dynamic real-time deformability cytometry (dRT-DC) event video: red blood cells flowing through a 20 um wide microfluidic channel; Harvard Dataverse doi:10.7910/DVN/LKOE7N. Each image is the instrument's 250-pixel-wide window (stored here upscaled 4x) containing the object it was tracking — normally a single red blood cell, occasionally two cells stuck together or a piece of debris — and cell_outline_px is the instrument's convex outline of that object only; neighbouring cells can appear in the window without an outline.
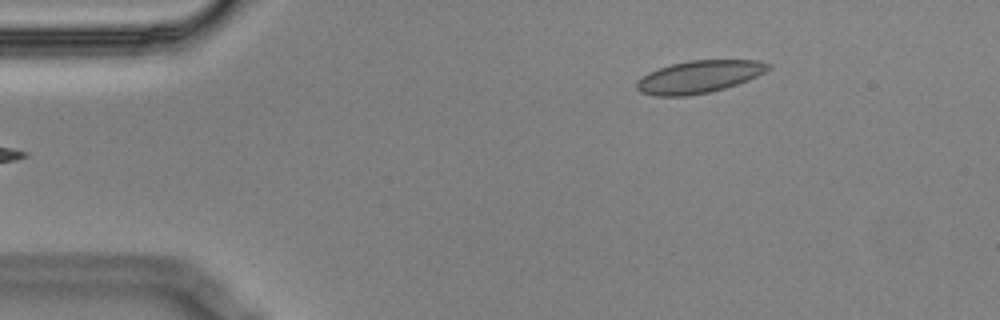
{"species": "Egyptian fruit bat (a non-hibernating species)", "species_latin": "Rousettus aegyptiacus", "temperature_condition": "cold", "stored_images_in_passage": 5, "camera_frame_rate_fps": 3000, "um_per_image_px": 0.085, "animal": {"sex": "male"}, "frame": {"image": 1, "passage_image": 5, "time_ms": 1.333, "image_size_px": [1000, 320], "cell_outline_px": [[772, 68], [748, 80], [724, 88], [708, 92], [688, 96], [656, 96], [640, 92], [636, 88], [636, 80], [648, 72], [672, 64], [688, 60], [760, 60], [772, 64]], "centroid_in_image_um": [59.41, 6.52], "position_along_channel_um": 25.6, "area_um2": 24.91}}